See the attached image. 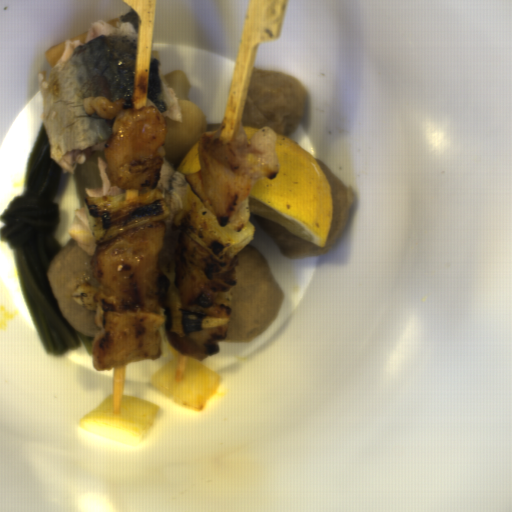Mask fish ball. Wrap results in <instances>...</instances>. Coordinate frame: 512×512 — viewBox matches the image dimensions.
<instances>
[{"mask_svg":"<svg viewBox=\"0 0 512 512\" xmlns=\"http://www.w3.org/2000/svg\"><path fill=\"white\" fill-rule=\"evenodd\" d=\"M64 50H65V40L47 50L45 55L51 65L52 69L54 68L56 63L59 61V59L61 58Z\"/></svg>","mask_w":512,"mask_h":512,"instance_id":"fish-ball-1","label":"fish ball"},{"mask_svg":"<svg viewBox=\"0 0 512 512\" xmlns=\"http://www.w3.org/2000/svg\"><path fill=\"white\" fill-rule=\"evenodd\" d=\"M88 32H89V30H88V31H86V32H83V33H81V34H78V35H76V36H73V37H71V38H68V39H70V40H71V41H73V42H74V41H79V42H81V43H83V44H84V42H85V40H86V37H87Z\"/></svg>","mask_w":512,"mask_h":512,"instance_id":"fish-ball-2","label":"fish ball"},{"mask_svg":"<svg viewBox=\"0 0 512 512\" xmlns=\"http://www.w3.org/2000/svg\"><path fill=\"white\" fill-rule=\"evenodd\" d=\"M119 18H120V17H119ZM119 18L106 20L105 22H107L108 24H110V25H111V26H113V27H116V25H117V22H118Z\"/></svg>","mask_w":512,"mask_h":512,"instance_id":"fish-ball-3","label":"fish ball"}]
</instances>
